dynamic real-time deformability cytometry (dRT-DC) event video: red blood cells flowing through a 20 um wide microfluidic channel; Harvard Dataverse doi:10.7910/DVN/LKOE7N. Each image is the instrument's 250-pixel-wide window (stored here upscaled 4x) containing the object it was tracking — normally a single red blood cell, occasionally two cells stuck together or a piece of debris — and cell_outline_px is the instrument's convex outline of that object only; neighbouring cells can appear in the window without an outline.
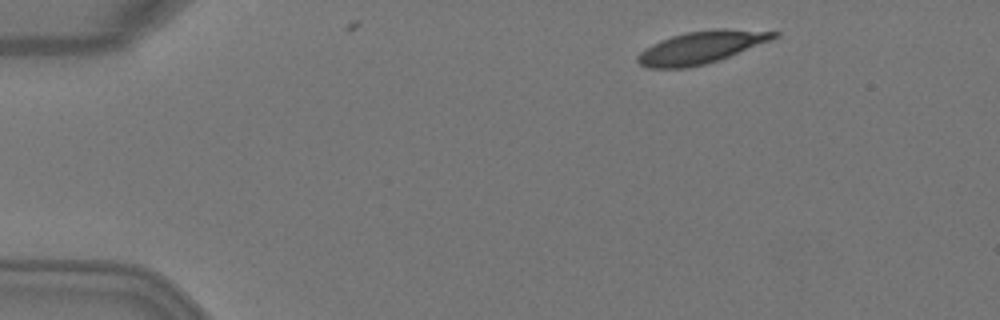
{"species": "Egyptian fruit bat (a non-hibernating species)", "species_latin": "Rousettus aegyptiacus", "temperature_condition": "warm", "stored_images_in_passage": 3, "segment_of_instrument_passage": [2, 2], "camera_frame_rate_fps": 3000, "um_per_image_px": 0.085, "animal": {"sex": "female"}, "frame": {"image": 1, "passage_image": 3, "time_ms": 0.667, "image_size_px": [1000, 320], "cell_outline_px": [[780, 36], [728, 56], [704, 64], [688, 68], [648, 68], [640, 64], [636, 60], [636, 56], [640, 52], [652, 44], [660, 40], [672, 36], [688, 32], [716, 28], [724, 28], [780, 32]], "centroid_in_image_um": [59.56, 4.02], "position_along_channel_um": 25.4, "area_um2": 25.37}}